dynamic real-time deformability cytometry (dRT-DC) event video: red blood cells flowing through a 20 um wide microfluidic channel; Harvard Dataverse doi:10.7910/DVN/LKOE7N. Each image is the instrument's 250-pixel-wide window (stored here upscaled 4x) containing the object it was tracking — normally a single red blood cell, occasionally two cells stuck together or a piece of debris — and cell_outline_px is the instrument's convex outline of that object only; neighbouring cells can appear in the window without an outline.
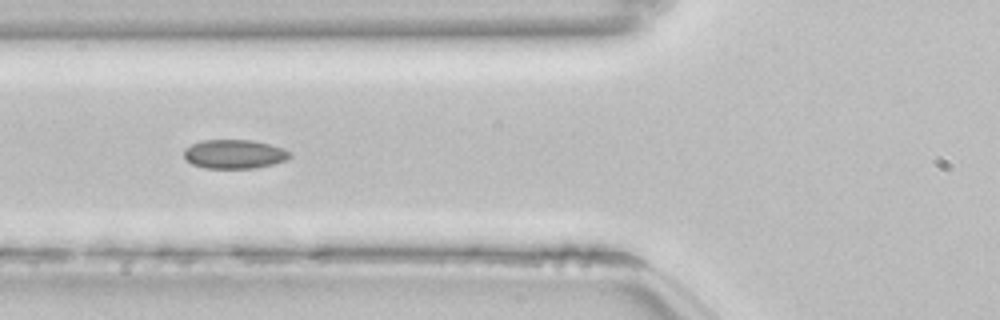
{"species": "common noctule bat (a hibernating species)", "species_latin": "Nyctalus noctula", "temperature_condition": "room temperature", "stored_images_in_passage": 41, "camera_frame_rate_fps": 3000, "um_per_image_px": 0.085, "animal": {"sex": "female", "body_mass_g": 22.7, "forearm_length_mm": 54.2}, "frame": {"image": 1, "passage_image": 7, "time_ms": 2.0, "image_size_px": [1000, 320], "cell_outline_px": [[292, 156], [284, 160], [272, 164], [252, 168], [204, 168], [192, 164], [184, 156], [184, 148], [192, 144], [204, 140], [252, 140], [284, 148], [292, 152]], "centroid_in_image_um": [19.92, 13.09], "position_along_channel_um": 105.9, "area_um2": 17.8}, "authors_computed_cell_mechanics": {"area_um2": 17.7446, "velocity_mm_per_s": 3.8369, "shape_relaxation_time_tau1_ms": null, "shape_relaxation_time_tau2_ms": 2.2076, "deformation_change_tau1": null, "deformation_change_tau2": 0.0749}}